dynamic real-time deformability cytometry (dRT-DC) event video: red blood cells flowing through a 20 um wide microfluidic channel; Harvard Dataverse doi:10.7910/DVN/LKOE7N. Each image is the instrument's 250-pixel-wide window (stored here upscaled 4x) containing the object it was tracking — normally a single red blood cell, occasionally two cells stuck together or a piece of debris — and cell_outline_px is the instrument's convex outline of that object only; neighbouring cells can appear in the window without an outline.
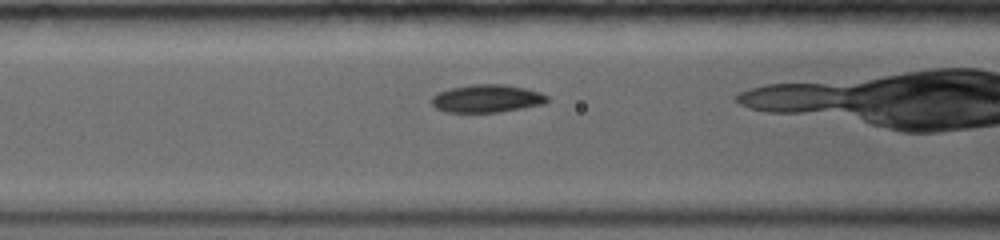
{"species": "common noctule bat (a hibernating species)", "species_latin": "Nyctalus noctula", "temperature_condition": "warm", "stored_images_in_passage": 11, "camera_frame_rate_fps": 5000, "um_per_image_px": 0.085, "animal": {"sex": "female", "body_mass_g": 19.0, "forearm_length_mm": 56.7}, "frame": {"image": 1, "passage_image": 4, "time_ms": 1.4, "image_size_px": [1000, 240], "cell_outline_px": [[548, 100], [544, 104], [500, 112], [444, 112], [436, 108], [432, 104], [432, 96], [436, 92], [452, 88], [472, 84], [504, 84], [524, 88], [540, 92], [548, 96]], "centroid_in_image_um": [41.37, 8.37], "position_along_channel_um": 125.2, "area_um2": 18.79}}
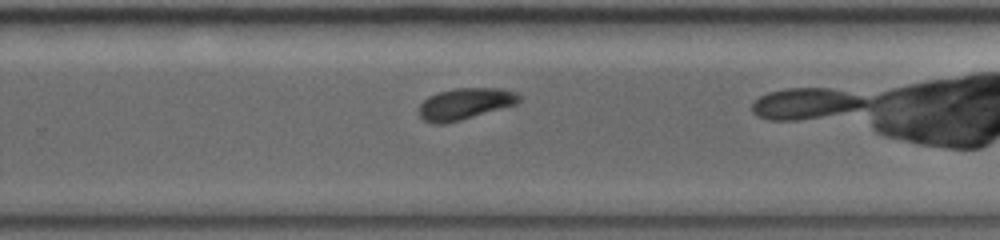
{"frame": {"image": 2, "passage_image": 11, "time_ms": 5.6, "image_size_px": [1000, 240], "cell_outline_px": [[520, 100], [516, 104], [460, 120], [444, 124], [436, 124], [424, 120], [420, 116], [420, 104], [428, 96], [440, 92], [456, 88], [500, 88], [516, 92], [520, 96]], "centroid_in_image_um": [39.53, 8.82], "position_along_channel_um": 290.3, "area_um2": 18.09}}